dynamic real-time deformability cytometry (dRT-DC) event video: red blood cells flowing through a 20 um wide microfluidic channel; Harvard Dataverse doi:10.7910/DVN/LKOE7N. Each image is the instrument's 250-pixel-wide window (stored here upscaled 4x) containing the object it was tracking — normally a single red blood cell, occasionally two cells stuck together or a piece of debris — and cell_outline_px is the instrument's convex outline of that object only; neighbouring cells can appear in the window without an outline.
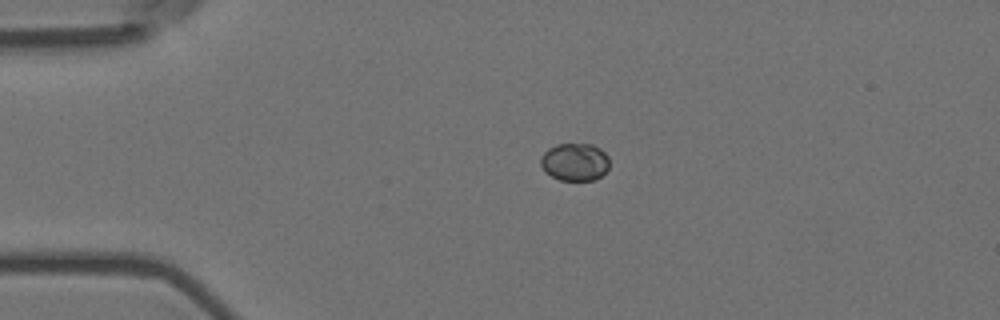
{"species": "Egyptian fruit bat (a non-hibernating species)", "species_latin": "Rousettus aegyptiacus", "temperature_condition": "room temperature", "stored_images_in_passage": 2, "camera_frame_rate_fps": 3000, "um_per_image_px": 0.085, "animal": {"sex": "female"}, "frame": {"image": 1, "passage_image": 1, "time_ms": 0.0, "image_size_px": [1000, 320], "cell_outline_px": [[608, 168], [600, 176], [592, 180], [560, 180], [544, 172], [540, 164], [540, 156], [548, 148], [556, 144], [592, 144], [600, 148], [608, 156]], "centroid_in_image_um": [48.82, 13.75], "position_along_channel_um": 36.2, "area_um2": 15.14}}